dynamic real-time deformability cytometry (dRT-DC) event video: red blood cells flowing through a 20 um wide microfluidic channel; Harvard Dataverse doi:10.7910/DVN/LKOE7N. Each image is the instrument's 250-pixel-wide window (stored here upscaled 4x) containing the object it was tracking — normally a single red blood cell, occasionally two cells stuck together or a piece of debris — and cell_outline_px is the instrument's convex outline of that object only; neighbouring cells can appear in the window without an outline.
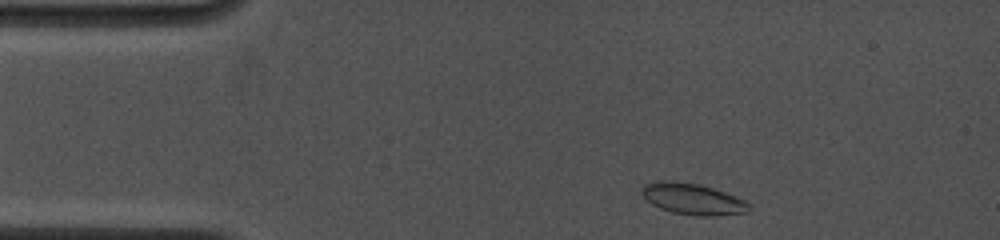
{"species": "common noctule bat (a hibernating species)", "species_latin": "Nyctalus noctula", "temperature_condition": "cold", "stored_images_in_passage": 5, "camera_frame_rate_fps": 4500, "um_per_image_px": 0.085, "animal": {"sex": "female", "body_mass_g": 19.0, "forearm_length_mm": 53.3}, "frame": {"image": 1, "passage_image": 1, "time_ms": 0.0, "image_size_px": [1000, 240], "cell_outline_px": [[752, 208], [748, 212], [712, 216], [696, 216], [672, 212], [660, 208], [652, 204], [640, 192], [640, 188], [644, 184], [656, 180], [664, 180], [700, 184], [724, 192], [744, 200]], "centroid_in_image_um": [58.85, 16.91], "position_along_channel_um": 26.2, "area_um2": 19.48}}
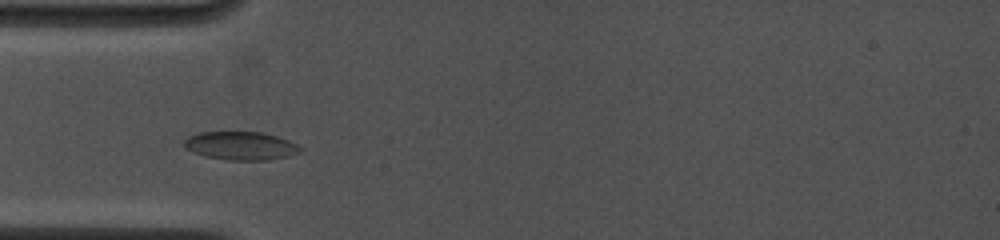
{"frame": {"image": 2, "passage_image": 4, "time_ms": 2.444, "image_size_px": [1000, 240], "cell_outline_px": [[304, 148], [300, 152], [288, 156], [268, 160], [228, 160], [204, 156], [188, 148], [184, 144], [184, 140], [188, 136], [200, 132], [260, 132], [276, 136], [288, 140]], "centroid_in_image_um": [20.5, 12.39], "position_along_channel_um": 64.5, "area_um2": 19.02}}